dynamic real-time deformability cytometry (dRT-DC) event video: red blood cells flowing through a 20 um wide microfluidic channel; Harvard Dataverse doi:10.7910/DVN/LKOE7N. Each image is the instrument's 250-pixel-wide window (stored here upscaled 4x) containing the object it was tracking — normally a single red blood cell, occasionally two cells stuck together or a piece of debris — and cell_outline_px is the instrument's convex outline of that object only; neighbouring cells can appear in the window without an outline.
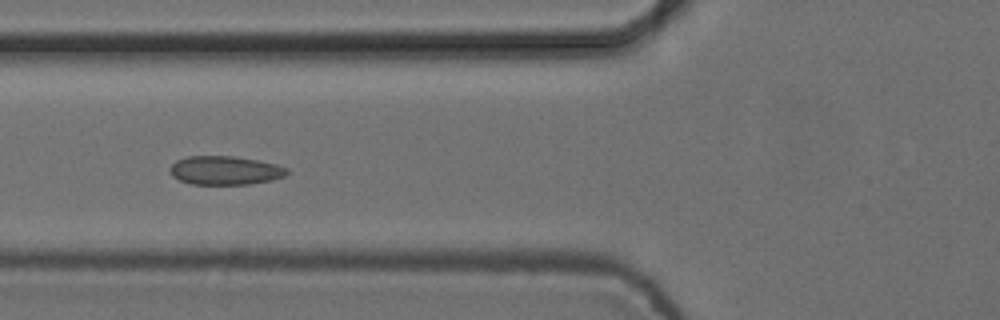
{"species": "common noctule bat (a hibernating species)", "species_latin": "Nyctalus noctula", "temperature_condition": "cold", "stored_images_in_passage": 7, "camera_frame_rate_fps": 3000, "um_per_image_px": 0.085, "animal": {"sex": "female", "body_mass_g": 24.6, "forearm_length_mm": 56.2}, "frame": {"image": 1, "passage_image": 5, "time_ms": 1.333, "image_size_px": [1000, 320], "cell_outline_px": [[288, 172], [284, 176], [272, 180], [248, 184], [192, 184], [180, 180], [172, 176], [168, 168], [176, 160], [188, 156], [232, 156], [260, 160], [276, 164], [288, 168]], "centroid_in_image_um": [19.12, 14.48], "position_along_channel_um": 106.7, "area_um2": 19.65}}
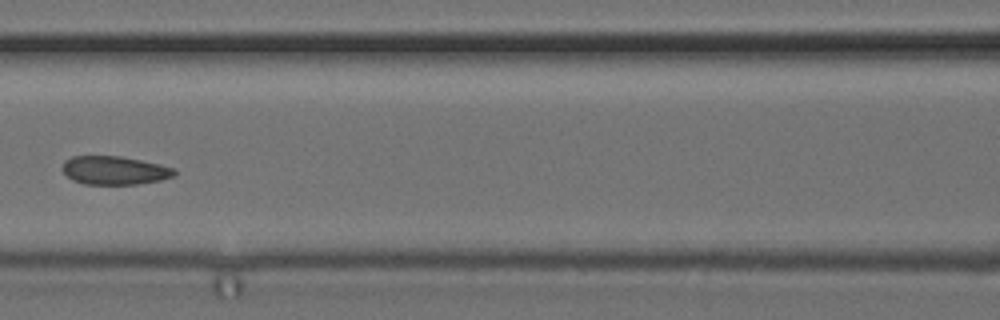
{"frame": {"image": 2, "passage_image": 6, "time_ms": 1.667, "image_size_px": [1000, 320], "cell_outline_px": [[176, 176], [160, 180], [136, 184], [84, 184], [72, 180], [64, 172], [64, 160], [72, 156], [120, 156], [160, 164], [176, 168]], "centroid_in_image_um": [9.77, 14.48], "position_along_channel_um": 156.8, "area_um2": 18.55}}
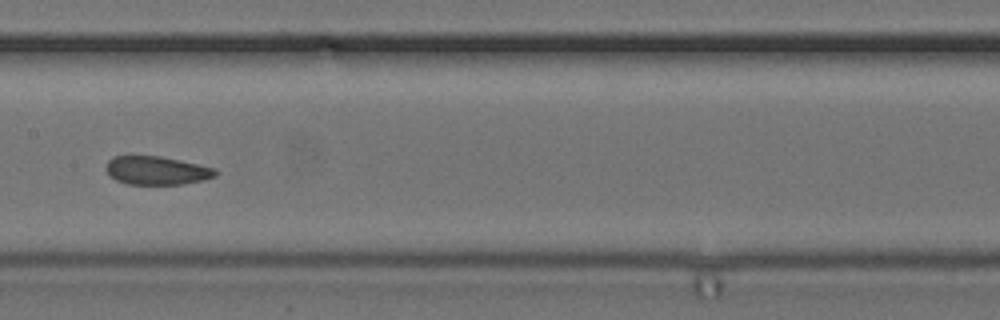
{"frame": {"image": 3, "passage_image": 7, "time_ms": 2.0, "image_size_px": [1000, 320], "cell_outline_px": [[220, 172], [216, 176], [204, 180], [180, 184], [128, 184], [116, 180], [104, 168], [108, 160], [112, 156], [160, 156], [180, 160], [216, 168]], "centroid_in_image_um": [13.35, 14.48], "position_along_channel_um": 194.1, "area_um2": 18.21}}